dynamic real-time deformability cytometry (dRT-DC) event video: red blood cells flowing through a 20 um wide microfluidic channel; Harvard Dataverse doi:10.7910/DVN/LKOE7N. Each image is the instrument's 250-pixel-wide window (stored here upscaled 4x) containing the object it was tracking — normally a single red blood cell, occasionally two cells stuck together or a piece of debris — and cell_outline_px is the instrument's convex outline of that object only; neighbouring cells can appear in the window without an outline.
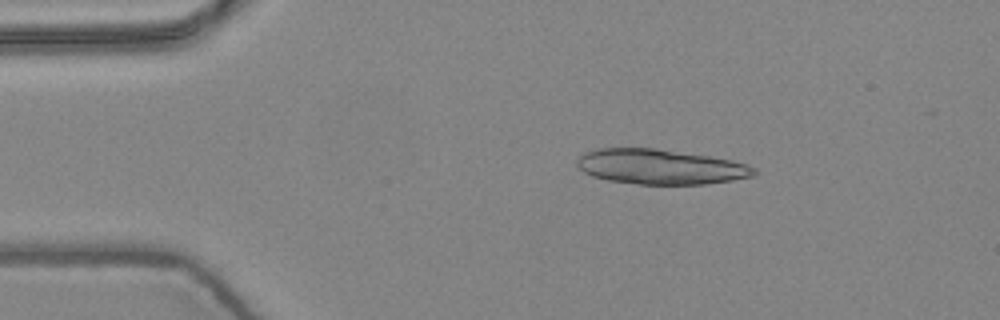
{"species": "common noctule bat (a hibernating species)", "species_latin": "Nyctalus noctula", "temperature_condition": "warm", "stored_images_in_passage": 5, "camera_frame_rate_fps": 3000, "um_per_image_px": 0.085, "animal": {"sex": "female", "body_mass_g": 24.6, "forearm_length_mm": 56.2}, "frame": {"image": 1, "passage_image": 2, "time_ms": 0.333, "image_size_px": [1000, 320], "cell_outline_px": [[756, 172], [752, 176], [732, 180], [704, 184], [640, 184], [608, 180], [592, 176], [584, 172], [576, 164], [576, 160], [584, 152], [596, 148], [656, 148], [708, 156], [732, 160], [756, 168]], "centroid_in_image_um": [56.09, 14.17], "position_along_channel_um": 28.9, "area_um2": 35.95}}